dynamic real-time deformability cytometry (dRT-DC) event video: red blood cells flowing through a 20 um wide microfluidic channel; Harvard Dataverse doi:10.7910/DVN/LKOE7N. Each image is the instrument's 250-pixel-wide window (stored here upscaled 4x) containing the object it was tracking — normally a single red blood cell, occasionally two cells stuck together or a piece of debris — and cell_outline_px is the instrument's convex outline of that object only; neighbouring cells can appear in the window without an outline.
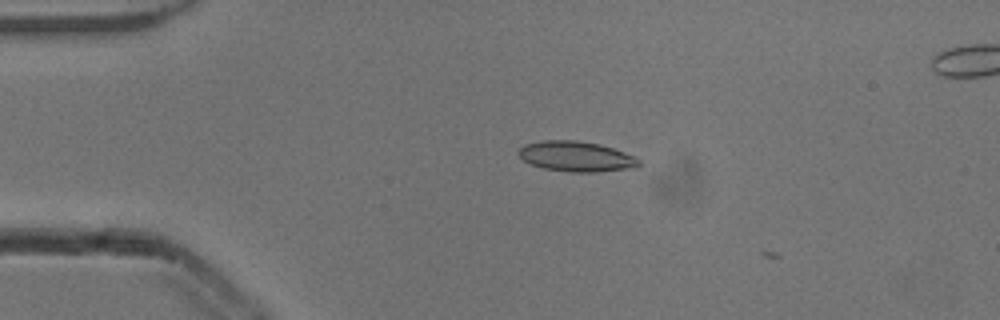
{"species": "common noctule bat (a hibernating species)", "species_latin": "Nyctalus noctula", "temperature_condition": "cold", "stored_images_in_passage": 3, "camera_frame_rate_fps": 3000, "um_per_image_px": 0.085, "animal": {"sex": "male", "body_mass_g": 13.3}, "frame": {"image": 1, "passage_image": 2, "time_ms": 0.333, "image_size_px": [1000, 320], "cell_outline_px": [[640, 164], [636, 168], [596, 172], [568, 172], [544, 168], [532, 164], [524, 160], [516, 152], [524, 144], [544, 140], [576, 140], [600, 144], [636, 156], [640, 160]], "centroid_in_image_um": [49.0, 13.3], "position_along_channel_um": 36.0, "area_um2": 21.33}}